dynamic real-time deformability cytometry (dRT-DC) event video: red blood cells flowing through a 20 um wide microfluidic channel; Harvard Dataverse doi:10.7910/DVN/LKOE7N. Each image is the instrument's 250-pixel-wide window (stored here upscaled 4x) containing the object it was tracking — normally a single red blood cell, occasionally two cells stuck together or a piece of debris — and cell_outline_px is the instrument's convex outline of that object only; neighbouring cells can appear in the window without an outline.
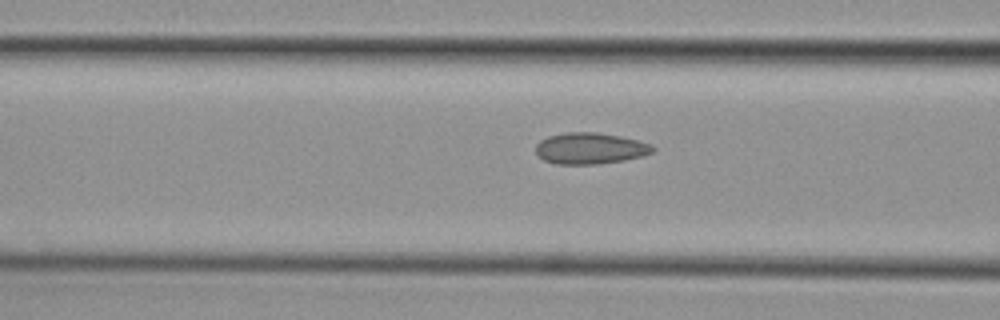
{"species": "common noctule bat (a hibernating species)", "species_latin": "Nyctalus noctula", "temperature_condition": "cold", "stored_images_in_passage": 6, "camera_frame_rate_fps": 3000, "um_per_image_px": 0.085, "animal": {"sex": "female", "body_mass_g": 29.2, "forearm_length_mm": 56.3}, "frame": {"image": 1, "passage_image": 4, "time_ms": 1.0, "image_size_px": [1000, 320], "cell_outline_px": [[656, 148], [652, 152], [644, 156], [624, 160], [596, 164], [556, 164], [544, 160], [536, 152], [536, 144], [540, 140], [548, 136], [564, 132], [596, 132], [620, 136], [652, 144]], "centroid_in_image_um": [50.17, 12.61], "position_along_channel_um": 116.4, "area_um2": 21.39}}